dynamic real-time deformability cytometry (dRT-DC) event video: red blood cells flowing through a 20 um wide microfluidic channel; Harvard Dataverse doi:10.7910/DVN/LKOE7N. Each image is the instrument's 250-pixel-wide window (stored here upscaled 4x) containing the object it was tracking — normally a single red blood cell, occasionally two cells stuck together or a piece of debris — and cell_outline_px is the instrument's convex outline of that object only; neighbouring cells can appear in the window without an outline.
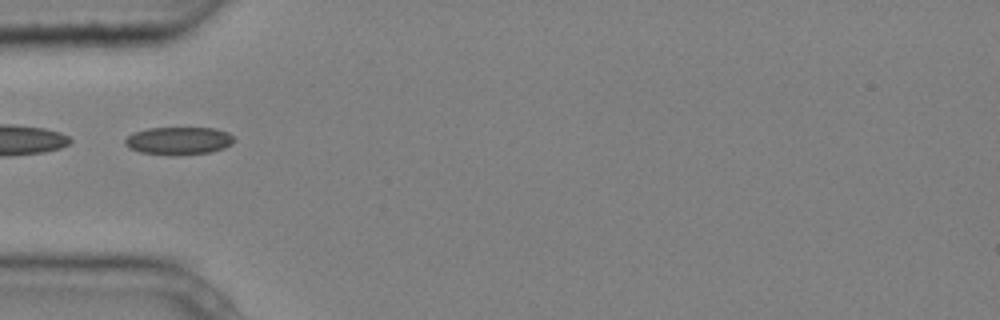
{"species": "common noctule bat (a hibernating species)", "species_latin": "Nyctalus noctula", "temperature_condition": "cold", "stored_images_in_passage": 5, "camera_frame_rate_fps": 3000, "um_per_image_px": 0.085, "animal": {"sex": "male", "body_mass_g": 20.4}, "frame": {"image": 1, "passage_image": 2, "time_ms": 0.333, "image_size_px": [1000, 320], "cell_outline_px": [[236, 140], [232, 144], [224, 148], [212, 152], [176, 156], [140, 152], [128, 148], [124, 144], [124, 140], [132, 132], [148, 128], [216, 128], [228, 132], [236, 136]], "centroid_in_image_um": [15.22, 11.97], "position_along_channel_um": 69.8, "area_um2": 18.09}}
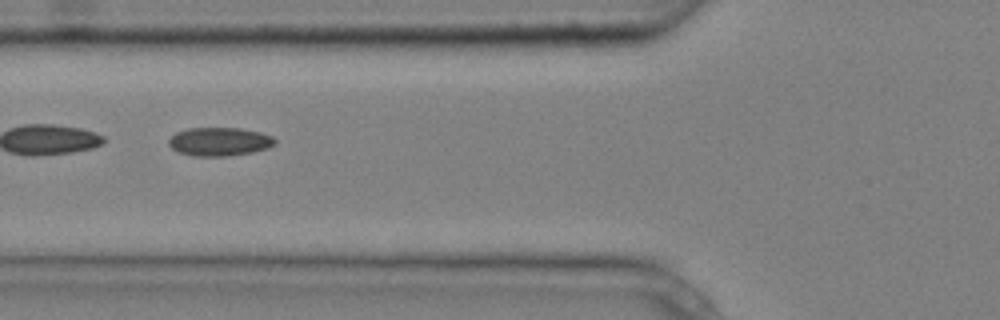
{"frame": {"image": 2, "passage_image": 3, "time_ms": 0.667, "image_size_px": [1000, 320], "cell_outline_px": [[276, 144], [268, 148], [252, 152], [228, 156], [192, 156], [176, 152], [168, 144], [168, 140], [176, 132], [188, 128], [240, 128], [260, 132], [272, 136], [276, 140]], "centroid_in_image_um": [18.64, 12.04], "position_along_channel_um": 107.2, "area_um2": 17.8}}